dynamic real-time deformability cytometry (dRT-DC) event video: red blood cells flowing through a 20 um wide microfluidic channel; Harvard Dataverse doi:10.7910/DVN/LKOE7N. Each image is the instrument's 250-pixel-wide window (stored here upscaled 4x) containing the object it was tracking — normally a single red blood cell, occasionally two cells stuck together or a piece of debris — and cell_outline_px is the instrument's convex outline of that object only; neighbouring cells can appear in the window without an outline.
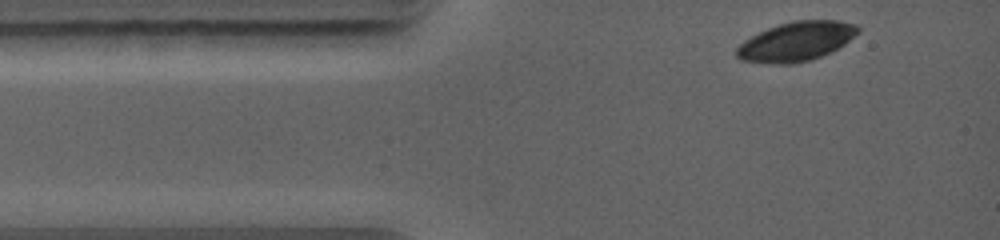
{"species": "common noctule bat (a hibernating species)", "species_latin": "Nyctalus noctula", "temperature_condition": "warm", "stored_images_in_passage": 2, "camera_frame_rate_fps": 5000, "um_per_image_px": 0.085, "animal": {"sex": "female", "body_mass_g": 19.0, "forearm_length_mm": 56.7}, "frame": {"image": 1, "passage_image": 1, "time_ms": 0.0, "image_size_px": [1000, 240], "cell_outline_px": [[860, 32], [844, 44], [820, 56], [808, 60], [792, 64], [776, 64], [740, 60], [736, 56], [736, 48], [744, 40], [768, 28], [792, 20], [836, 20], [856, 24], [860, 28]], "centroid_in_image_um": [67.68, 3.51], "position_along_channel_um": 17.3, "area_um2": 27.57}}